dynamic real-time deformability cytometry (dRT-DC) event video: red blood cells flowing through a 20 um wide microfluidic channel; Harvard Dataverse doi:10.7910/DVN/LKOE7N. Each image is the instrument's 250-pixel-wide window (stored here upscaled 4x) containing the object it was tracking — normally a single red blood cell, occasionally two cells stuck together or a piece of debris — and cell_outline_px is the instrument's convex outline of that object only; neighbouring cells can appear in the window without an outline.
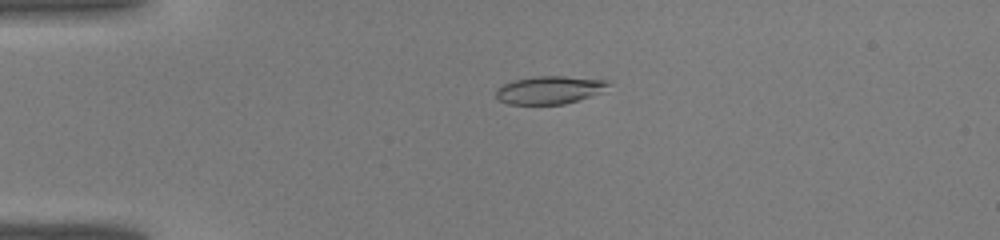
{"species": "common noctule bat (a hibernating species)", "species_latin": "Nyctalus noctula", "temperature_condition": "warm", "stored_images_in_passage": 35, "camera_frame_rate_fps": 3000, "um_per_image_px": 0.085, "animal": {"sex": "male", "body_mass_g": 19.0, "forearm_length_mm": 50.8}, "frame": {"image": 1, "passage_image": 3, "time_ms": 0.667, "image_size_px": [1000, 240], "cell_outline_px": [[612, 80], [600, 92], [592, 96], [564, 104], [508, 104], [500, 100], [496, 96], [496, 88], [512, 80], [540, 76], [564, 76]], "centroid_in_image_um": [46.7, 7.64], "position_along_channel_um": 38.3, "area_um2": 18.21}}
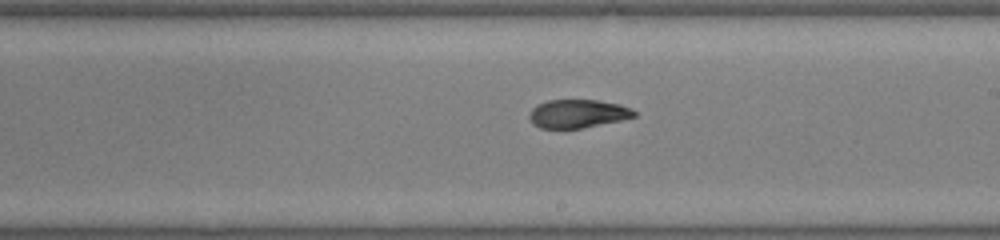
{"frame": {"image": 2, "passage_image": 18, "time_ms": 5.667, "image_size_px": [1000, 240], "cell_outline_px": [[636, 116], [620, 120], [580, 128], [540, 128], [532, 124], [528, 116], [532, 108], [536, 104], [548, 100], [596, 100], [620, 104], [632, 108], [636, 112]], "centroid_in_image_um": [49.08, 9.65], "position_along_channel_um": 239.9, "area_um2": 17.34}}
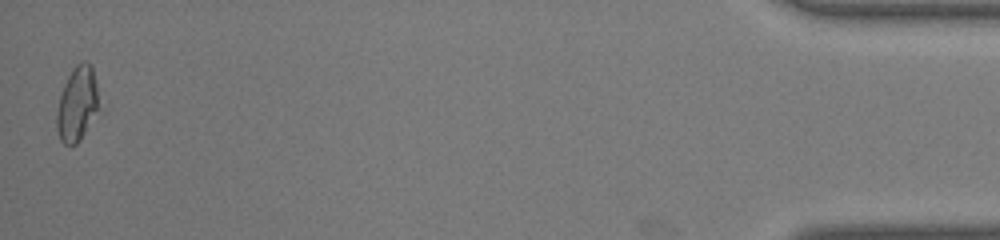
{"frame": {"image": 3, "passage_image": 35, "time_ms": 11.333, "image_size_px": [1000, 240], "cell_outline_px": [[96, 108], [80, 140], [76, 144], [64, 144], [60, 140], [56, 128], [56, 112], [60, 96], [64, 84], [72, 68], [80, 60], [84, 60], [92, 68], [96, 84]], "centroid_in_image_um": [6.49, 8.81], "position_along_channel_um": 428.7, "area_um2": 17.57}}